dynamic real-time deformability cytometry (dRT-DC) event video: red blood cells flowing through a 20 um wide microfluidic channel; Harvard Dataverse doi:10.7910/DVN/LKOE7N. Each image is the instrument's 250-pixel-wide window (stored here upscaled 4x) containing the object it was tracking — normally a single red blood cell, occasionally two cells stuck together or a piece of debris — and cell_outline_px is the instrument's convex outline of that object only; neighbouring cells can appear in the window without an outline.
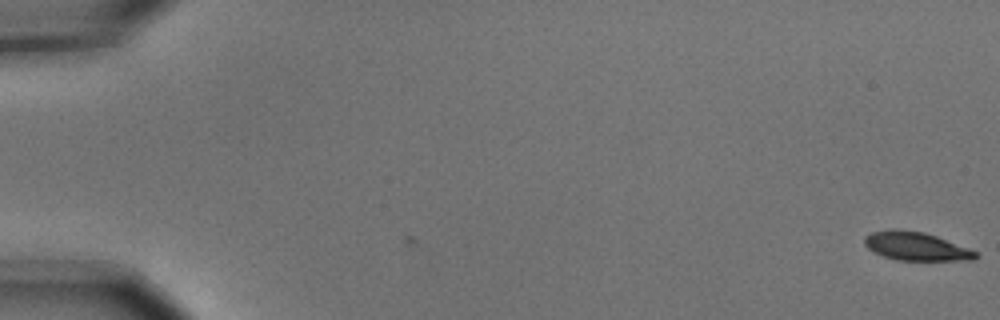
{"species": "common noctule bat (a hibernating species)", "species_latin": "Nyctalus noctula", "temperature_condition": "cold", "stored_images_in_passage": 2, "camera_frame_rate_fps": 3000, "um_per_image_px": 0.085, "animal": {"sex": "male", "body_mass_g": 15.6}, "frame": {"image": 1, "passage_image": 2, "time_ms": 0.333, "image_size_px": [1000, 320], "cell_outline_px": [[980, 256], [976, 260], [896, 260], [884, 256], [868, 248], [864, 244], [864, 236], [872, 232], [888, 228], [896, 228], [924, 232], [936, 236], [968, 248], [976, 252]], "centroid_in_image_um": [77.85, 20.92], "position_along_channel_um": 7.2, "area_um2": 18.5}}